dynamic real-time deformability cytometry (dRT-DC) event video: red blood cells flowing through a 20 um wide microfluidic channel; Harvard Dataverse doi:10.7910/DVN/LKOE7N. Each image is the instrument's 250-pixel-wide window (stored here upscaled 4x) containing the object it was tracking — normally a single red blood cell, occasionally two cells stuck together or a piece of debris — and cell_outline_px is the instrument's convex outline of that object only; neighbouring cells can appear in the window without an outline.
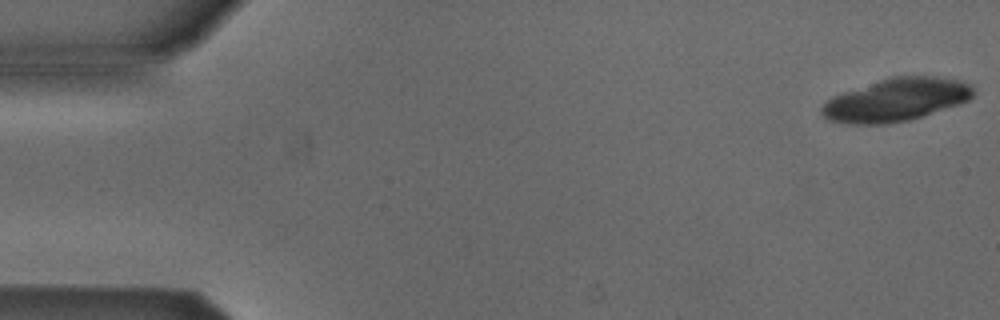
{"species": "Egyptian fruit bat (a non-hibernating species)", "species_latin": "Rousettus aegyptiacus", "temperature_condition": "cold", "stored_images_in_passage": 5, "camera_frame_rate_fps": 3000, "um_per_image_px": 0.085, "animal": {"sex": "male"}, "frame": {"image": 1, "passage_image": 1, "time_ms": 0.0, "image_size_px": [1000, 320], "cell_outline_px": [[976, 92], [968, 100], [960, 104], [908, 120], [884, 124], [852, 124], [828, 120], [820, 112], [820, 108], [832, 96], [888, 76], [936, 76], [960, 80], [972, 84]], "centroid_in_image_um": [76.19, 8.47], "position_along_channel_um": 8.8, "area_um2": 38.03}}
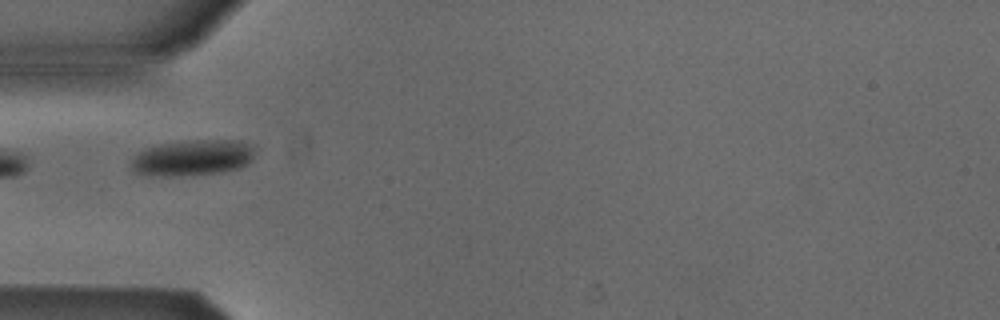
{"frame": {"image": 2, "passage_image": 5, "time_ms": 1.333, "image_size_px": [1000, 320], "cell_outline_px": [[256, 144], [252, 160], [240, 168], [220, 172], [180, 176], [152, 176], [136, 172], [132, 168], [132, 160], [144, 148], [160, 144], [188, 140], [236, 140]], "centroid_in_image_um": [16.42, 13.4], "position_along_channel_um": 68.6, "area_um2": 26.07}}